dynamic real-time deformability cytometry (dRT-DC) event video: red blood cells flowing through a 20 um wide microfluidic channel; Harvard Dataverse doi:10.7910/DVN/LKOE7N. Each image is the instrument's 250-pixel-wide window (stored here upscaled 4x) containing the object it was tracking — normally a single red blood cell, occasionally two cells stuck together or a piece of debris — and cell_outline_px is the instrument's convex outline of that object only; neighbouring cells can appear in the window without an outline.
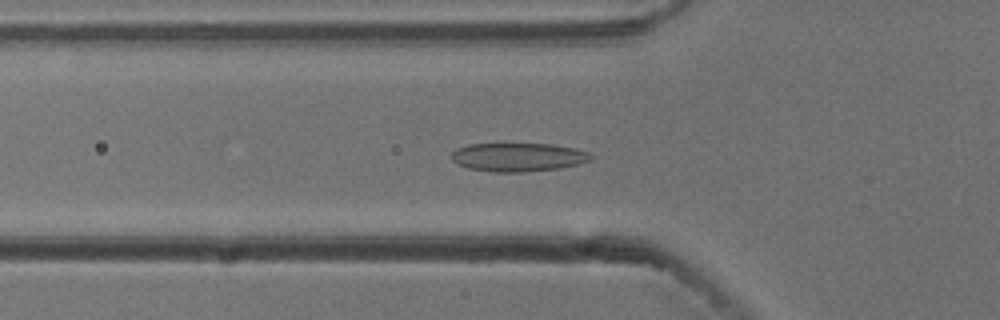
{"species": "common noctule bat (a hibernating species)", "species_latin": "Nyctalus noctula", "temperature_condition": "cold", "stored_images_in_passage": 54, "camera_frame_rate_fps": 3000, "um_per_image_px": 0.085, "animal": {"sex": "male", "body_mass_g": 13.3}, "frame": {"image": 1, "passage_image": 18, "time_ms": 5.667, "image_size_px": [1000, 320], "cell_outline_px": [[592, 160], [580, 164], [560, 168], [524, 172], [492, 172], [468, 168], [456, 164], [452, 160], [452, 152], [456, 148], [468, 144], [552, 144], [576, 148], [588, 152], [592, 156]], "centroid_in_image_um": [44.05, 13.36], "position_along_channel_um": 81.8, "area_um2": 23.41}}
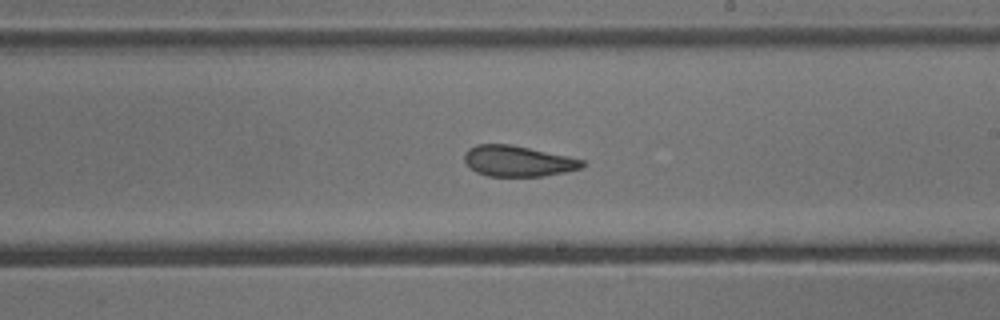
{"frame": {"image": 2, "passage_image": 31, "time_ms": 10.0, "image_size_px": [1000, 320], "cell_outline_px": [[584, 168], [544, 176], [488, 176], [476, 172], [464, 160], [464, 152], [468, 148], [476, 144], [508, 144], [568, 156], [584, 160]], "centroid_in_image_um": [44.02, 13.69], "position_along_channel_um": 245.0, "area_um2": 21.04}}
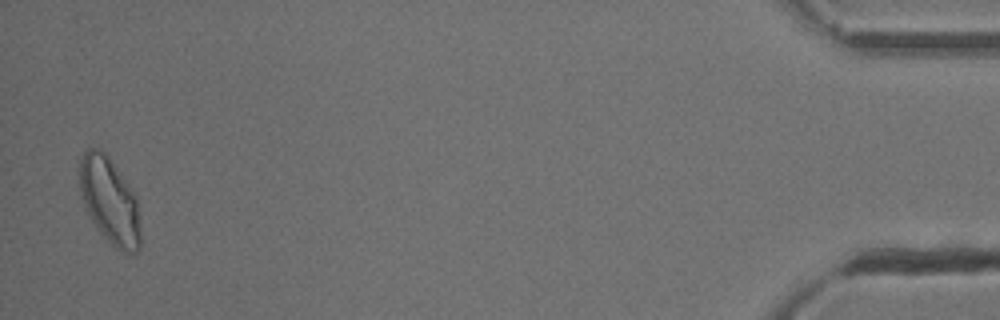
{"frame": {"image": 3, "passage_image": 53, "time_ms": 17.333, "image_size_px": [1000, 320], "cell_outline_px": [[140, 248], [132, 256], [116, 248], [96, 228], [80, 196], [80, 160], [84, 152], [88, 148], [100, 148], [108, 156], [136, 196], [140, 228]], "centroid_in_image_um": [9.32, 17.09], "position_along_channel_um": 425.9, "area_um2": 30.4}, "authors_computed_cell_mechanics": {"area_um2": 23.409, "velocity_mm_per_s": 3.7451, "shape_relaxation_time_tau1_ms": 8.7859, "shape_relaxation_time_tau2_ms": 2.1104, "deformation_change_tau1": 0.1866, "deformation_change_tau2": 0.0734}}